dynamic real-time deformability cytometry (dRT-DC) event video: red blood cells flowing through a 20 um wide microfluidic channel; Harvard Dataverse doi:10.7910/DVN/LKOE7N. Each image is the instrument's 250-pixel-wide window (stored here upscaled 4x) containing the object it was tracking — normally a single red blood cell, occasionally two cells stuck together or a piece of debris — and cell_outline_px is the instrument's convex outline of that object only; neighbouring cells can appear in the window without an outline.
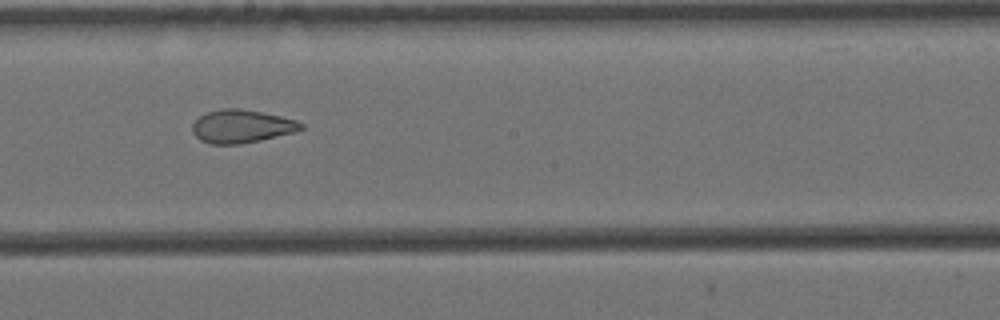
{"species": "Egyptian fruit bat (a non-hibernating species)", "species_latin": "Rousettus aegyptiacus", "temperature_condition": "cold", "stored_images_in_passage": 10, "camera_frame_rate_fps": 3000, "um_per_image_px": 0.085, "animal": {"sex": "female"}, "frame": {"image": 1, "passage_image": 9, "time_ms": 2.667, "image_size_px": [1000, 320], "cell_outline_px": [[304, 128], [296, 132], [260, 140], [240, 144], [208, 144], [200, 140], [192, 132], [192, 124], [200, 116], [208, 112], [224, 108], [240, 108], [280, 116], [296, 120], [304, 124]], "centroid_in_image_um": [20.54, 10.74], "position_along_channel_um": 227.7, "area_um2": 20.98}}
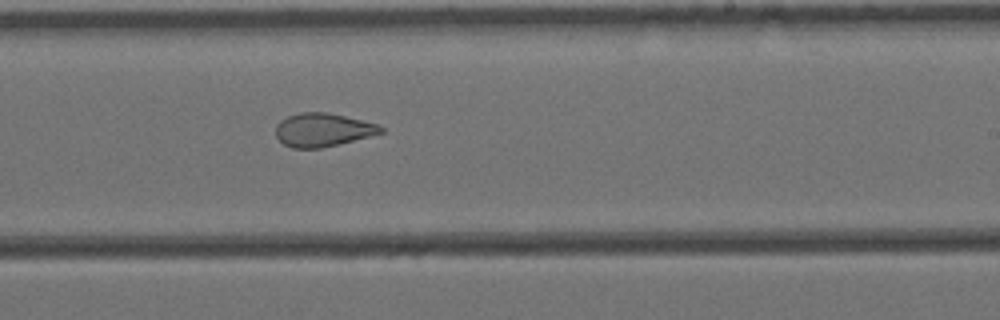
{"frame": {"image": 2, "passage_image": 10, "time_ms": 3.0, "image_size_px": [1000, 320], "cell_outline_px": [[384, 132], [320, 148], [292, 148], [284, 144], [276, 136], [276, 124], [280, 120], [288, 116], [300, 112], [324, 112], [344, 116], [380, 124], [384, 128]], "centroid_in_image_um": [27.42, 11.03], "position_along_channel_um": 261.6, "area_um2": 20.23}}